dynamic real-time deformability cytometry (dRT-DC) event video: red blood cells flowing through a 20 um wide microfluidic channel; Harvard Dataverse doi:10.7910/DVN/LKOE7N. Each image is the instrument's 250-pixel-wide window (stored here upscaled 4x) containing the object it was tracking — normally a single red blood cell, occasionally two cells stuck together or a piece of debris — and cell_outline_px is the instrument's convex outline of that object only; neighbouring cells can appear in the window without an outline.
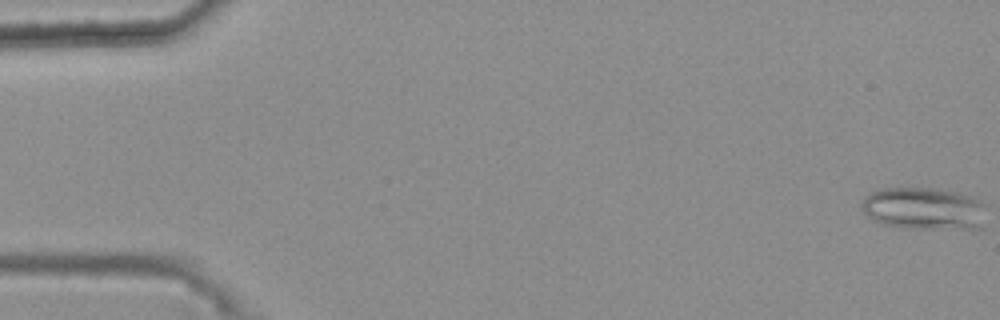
{"species": "common noctule bat (a hibernating species)", "species_latin": "Nyctalus noctula", "temperature_condition": "warm", "stored_images_in_passage": 9, "camera_frame_rate_fps": 3000, "um_per_image_px": 0.085, "animal": {"sex": "female", "body_mass_g": 25.1}, "frame": {"image": 1, "passage_image": 1, "time_ms": 0.0, "image_size_px": [1000, 320], "cell_outline_px": [[984, 228], [900, 228], [880, 224], [868, 216], [864, 212], [860, 204], [860, 200], [864, 196], [872, 192], [884, 188], [932, 188], [956, 192], [980, 200], [984, 204]], "centroid_in_image_um": [78.5, 17.73], "position_along_channel_um": 6.5, "area_um2": 30.92}}